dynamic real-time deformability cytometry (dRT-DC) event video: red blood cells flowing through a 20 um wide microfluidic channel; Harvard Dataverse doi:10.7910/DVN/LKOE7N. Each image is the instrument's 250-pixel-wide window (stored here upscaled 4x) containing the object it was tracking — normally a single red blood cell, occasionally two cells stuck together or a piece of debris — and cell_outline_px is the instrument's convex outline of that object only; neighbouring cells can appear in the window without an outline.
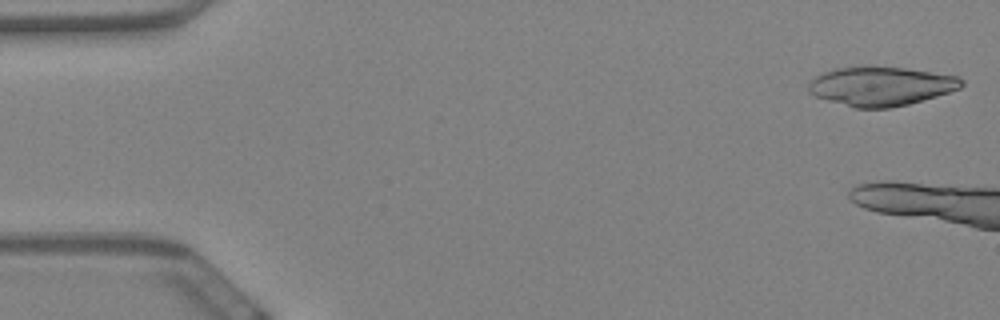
{"species": "Egyptian fruit bat (a non-hibernating species)", "species_latin": "Rousettus aegyptiacus", "temperature_condition": "warm", "stored_images_in_passage": 7, "camera_frame_rate_fps": 3000, "um_per_image_px": 0.085, "animal": {"sex": "female"}, "frame": {"image": 1, "passage_image": 2, "time_ms": 0.333, "image_size_px": [1000, 320], "cell_outline_px": [[964, 84], [960, 88], [936, 96], [908, 104], [888, 108], [852, 108], [816, 96], [808, 92], [808, 84], [816, 76], [832, 68], [864, 64], [868, 64], [904, 68], [960, 76], [964, 80]], "centroid_in_image_um": [74.86, 7.29], "position_along_channel_um": 10.1, "area_um2": 35.43}}